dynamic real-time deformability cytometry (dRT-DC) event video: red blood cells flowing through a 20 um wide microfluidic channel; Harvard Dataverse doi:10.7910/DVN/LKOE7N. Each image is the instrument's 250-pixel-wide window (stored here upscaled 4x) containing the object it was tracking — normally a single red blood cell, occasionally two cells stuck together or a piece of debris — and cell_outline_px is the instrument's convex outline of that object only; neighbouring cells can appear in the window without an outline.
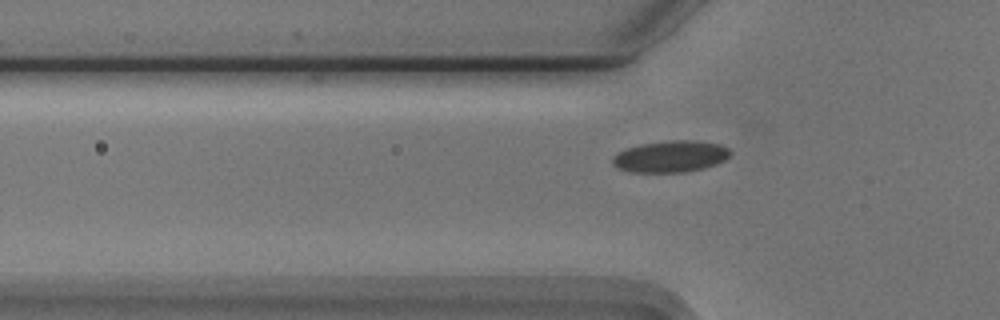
{"species": "Egyptian fruit bat (a non-hibernating species)", "species_latin": "Rousettus aegyptiacus", "temperature_condition": "cold", "stored_images_in_passage": 34, "camera_frame_rate_fps": 3000, "um_per_image_px": 0.085, "animal": {"sex": "male"}, "frame": {"image": 1, "passage_image": 2, "time_ms": 0.333, "image_size_px": [1000, 320], "cell_outline_px": [[732, 152], [724, 160], [716, 164], [704, 168], [684, 172], [632, 172], [620, 168], [612, 164], [612, 160], [620, 152], [628, 148], [640, 144], [676, 140], [688, 140], [720, 144], [728, 148]], "centroid_in_image_um": [57.03, 13.3], "position_along_channel_um": 68.8, "area_um2": 21.27}}
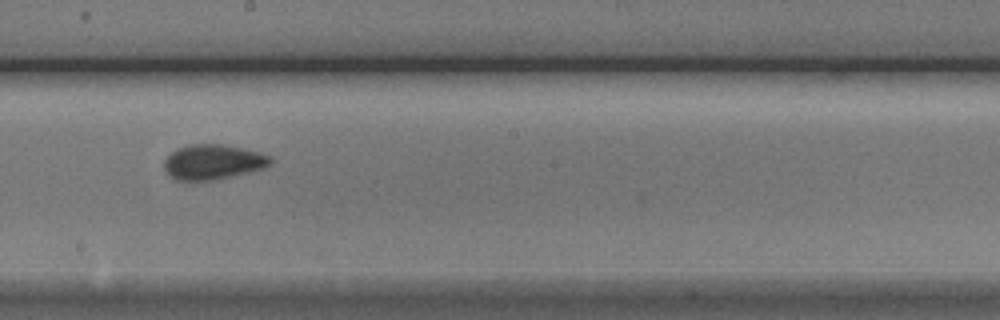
{"frame": {"image": 2, "passage_image": 15, "time_ms": 4.667, "image_size_px": [1000, 320], "cell_outline_px": [[272, 160], [264, 168], [212, 180], [176, 180], [164, 168], [164, 160], [176, 148], [188, 144], [220, 144], [260, 152], [268, 156]], "centroid_in_image_um": [18.06, 13.75], "position_along_channel_um": 230.1, "area_um2": 21.21}}
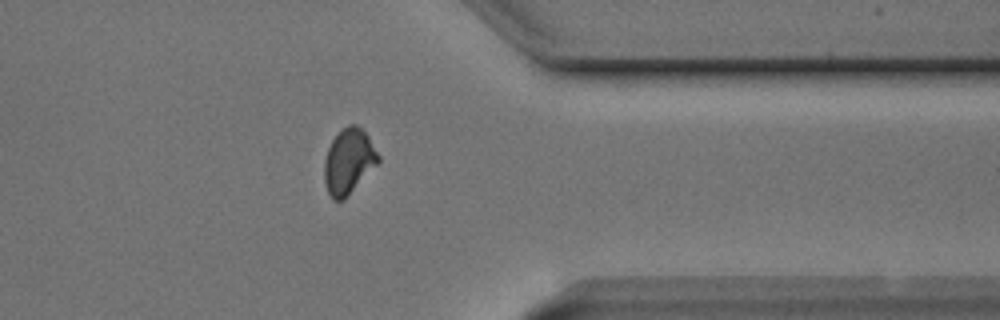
{"frame": {"image": 3, "passage_image": 28, "time_ms": 9.0, "image_size_px": [1000, 320], "cell_outline_px": [[380, 160], [344, 200], [332, 200], [328, 192], [324, 180], [324, 160], [328, 148], [332, 140], [348, 124], [356, 124], [368, 136], [380, 156]], "centroid_in_image_um": [29.62, 13.72], "position_along_channel_um": 381.8, "area_um2": 20.23}, "authors_computed_cell_mechanics": {"area_um2": 20.7502, "velocity_mm_per_s": 3.7322, "shape_relaxation_time_tau1_ms": 2.5637, "shape_relaxation_time_tau2_ms": 1.0118, "deformation_change_tau1": 0.0948, "deformation_change_tau2": 0.0549}}